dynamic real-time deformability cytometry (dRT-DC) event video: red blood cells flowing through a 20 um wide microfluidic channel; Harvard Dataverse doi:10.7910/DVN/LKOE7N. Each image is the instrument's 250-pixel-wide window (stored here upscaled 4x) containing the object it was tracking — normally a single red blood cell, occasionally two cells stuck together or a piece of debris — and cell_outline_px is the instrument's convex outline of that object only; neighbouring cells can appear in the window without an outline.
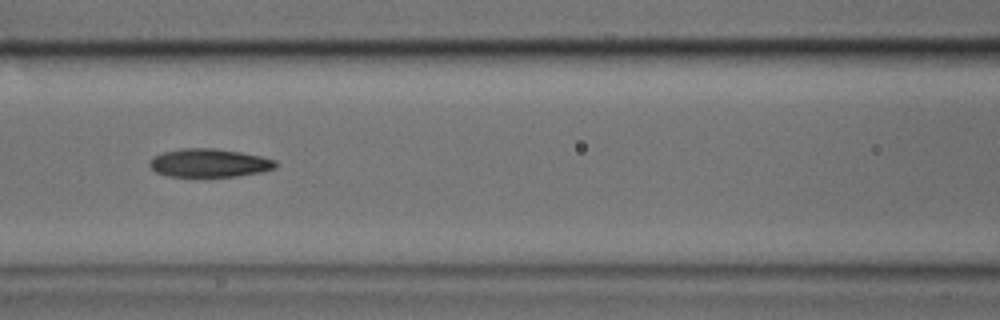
{"species": "common noctule bat (a hibernating species)", "species_latin": "Nyctalus noctula", "temperature_condition": "cold", "stored_images_in_passage": 35, "camera_frame_rate_fps": 3000, "um_per_image_px": 0.085, "animal": {"sex": "male", "body_mass_g": 17.9, "forearm_length_mm": 54.2}, "frame": {"image": 1, "passage_image": 11, "time_ms": 3.333, "image_size_px": [1000, 320], "cell_outline_px": [[276, 168], [260, 172], [236, 176], [168, 176], [156, 172], [148, 164], [148, 160], [152, 156], [164, 152], [180, 148], [212, 148], [240, 152], [260, 156], [276, 160]], "centroid_in_image_um": [17.75, 13.84], "position_along_channel_um": 148.9, "area_um2": 20.75}}